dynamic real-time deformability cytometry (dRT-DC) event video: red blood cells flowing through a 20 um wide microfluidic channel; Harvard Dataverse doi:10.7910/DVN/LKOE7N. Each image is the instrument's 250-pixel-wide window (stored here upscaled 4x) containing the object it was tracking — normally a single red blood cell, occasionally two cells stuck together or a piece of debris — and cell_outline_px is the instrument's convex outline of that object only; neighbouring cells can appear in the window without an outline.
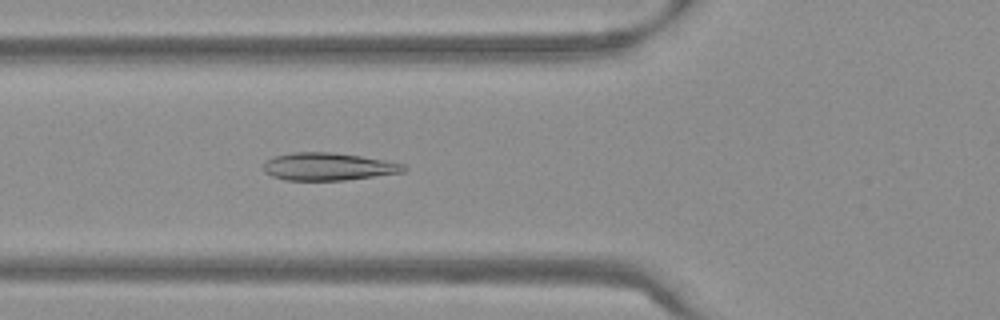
{"species": "Egyptian fruit bat (a non-hibernating species)", "species_latin": "Rousettus aegyptiacus", "temperature_condition": "warm", "stored_images_in_passage": 54, "camera_frame_rate_fps": 3000, "um_per_image_px": 0.085, "frame": {"image": 1, "passage_image": 20, "time_ms": 6.333, "image_size_px": [1000, 320], "cell_outline_px": [[408, 168], [404, 172], [344, 180], [284, 180], [272, 176], [264, 172], [264, 164], [272, 156], [292, 152], [332, 152], [360, 156], [404, 164]], "centroid_in_image_um": [27.87, 14.16], "position_along_channel_um": 97.9, "area_um2": 22.48}}
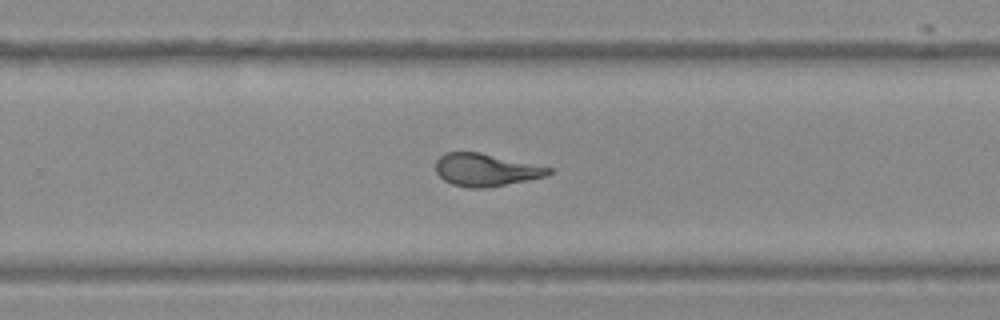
{"frame": {"image": 2, "passage_image": 35, "time_ms": 11.333, "image_size_px": [1000, 320], "cell_outline_px": [[552, 172], [544, 176], [484, 188], [468, 188], [452, 184], [444, 180], [436, 172], [436, 160], [444, 152], [480, 152], [552, 168]], "centroid_in_image_um": [41.23, 14.43], "position_along_channel_um": 288.6, "area_um2": 21.1}}
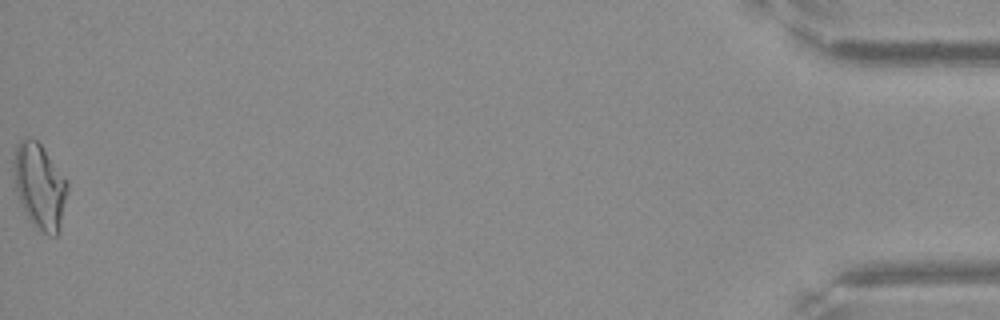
{"frame": {"image": 3, "passage_image": 54, "time_ms": 17.667, "image_size_px": [1000, 320], "cell_outline_px": [[68, 192], [60, 232], [56, 236], [48, 236], [28, 216], [20, 200], [16, 188], [12, 168], [12, 160], [16, 144], [24, 136], [36, 140], [40, 144], [68, 180]], "centroid_in_image_um": [3.39, 15.77], "position_along_channel_um": 431.8, "area_um2": 26.76}, "authors_computed_cell_mechanics": {"area_um2": 22.4842, "velocity_mm_per_s": 3.799, "shape_relaxation_time_tau1_ms": null, "shape_relaxation_time_tau2_ms": 1.192, "deformation_change_tau1": null, "deformation_change_tau2": 0.0737}}